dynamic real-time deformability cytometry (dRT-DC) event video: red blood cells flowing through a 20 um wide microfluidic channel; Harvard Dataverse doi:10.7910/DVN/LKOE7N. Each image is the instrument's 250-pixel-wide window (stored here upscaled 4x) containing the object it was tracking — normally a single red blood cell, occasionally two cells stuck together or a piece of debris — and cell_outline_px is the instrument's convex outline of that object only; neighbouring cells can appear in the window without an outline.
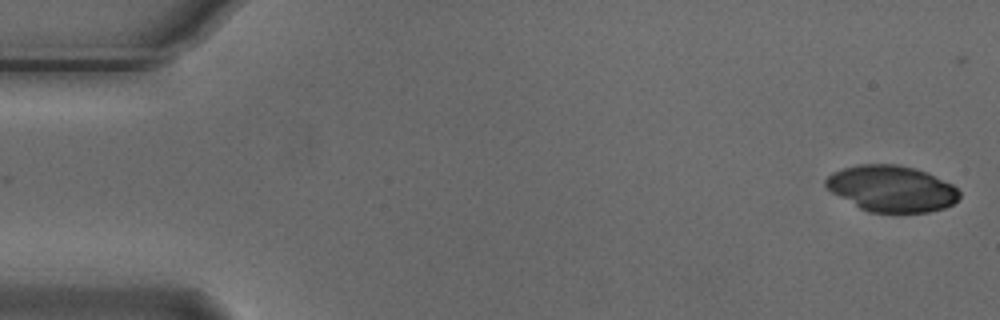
{"species": "Egyptian fruit bat (a non-hibernating species)", "species_latin": "Rousettus aegyptiacus", "temperature_condition": "cold", "stored_images_in_passage": 5, "camera_frame_rate_fps": 3000, "um_per_image_px": 0.085, "animal": {"sex": "male"}, "frame": {"image": 1, "passage_image": 1, "time_ms": 0.0, "image_size_px": [1000, 320], "cell_outline_px": [[960, 196], [952, 204], [944, 208], [928, 212], [868, 212], [860, 208], [832, 192], [824, 184], [824, 180], [832, 172], [844, 168], [860, 164], [896, 164], [912, 168], [924, 172], [952, 184], [960, 192]], "centroid_in_image_um": [75.77, 16.03], "position_along_channel_um": 9.2, "area_um2": 35.55}}